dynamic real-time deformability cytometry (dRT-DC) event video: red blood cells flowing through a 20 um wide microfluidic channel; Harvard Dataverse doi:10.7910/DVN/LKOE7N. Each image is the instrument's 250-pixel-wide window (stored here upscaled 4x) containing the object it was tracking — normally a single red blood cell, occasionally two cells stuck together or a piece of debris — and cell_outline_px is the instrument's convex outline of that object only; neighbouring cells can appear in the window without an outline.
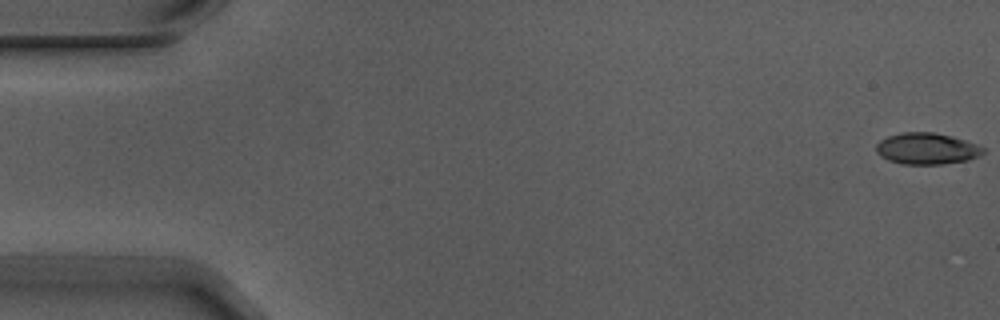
{"species": "Egyptian fruit bat (a non-hibernating species)", "species_latin": "Rousettus aegyptiacus", "temperature_condition": "warm", "stored_images_in_passage": 5, "camera_frame_rate_fps": 3000, "um_per_image_px": 0.085, "animal": {"sex": "male"}, "frame": {"image": 1, "passage_image": 1, "time_ms": 0.0, "image_size_px": [1000, 320], "cell_outline_px": [[984, 152], [968, 160], [940, 164], [900, 164], [888, 160], [880, 156], [876, 152], [876, 144], [880, 140], [888, 136], [900, 132], [932, 132], [952, 136], [976, 144], [984, 148]], "centroid_in_image_um": [78.72, 12.63], "position_along_channel_um": 6.3, "area_um2": 19.54}}
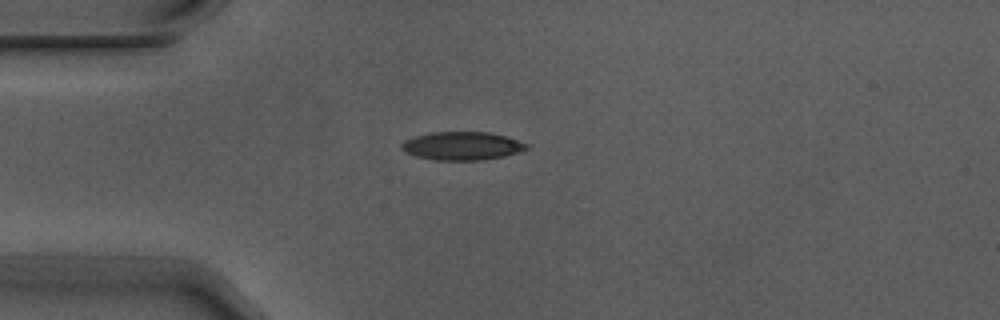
{"frame": {"image": 2, "passage_image": 5, "time_ms": 1.333, "image_size_px": [1000, 320], "cell_outline_px": [[528, 148], [504, 156], [480, 160], [432, 160], [416, 156], [400, 148], [400, 144], [404, 140], [416, 136], [432, 132], [488, 132], [504, 136], [528, 144]], "centroid_in_image_um": [39.23, 12.4], "position_along_channel_um": 45.8, "area_um2": 20.35}}